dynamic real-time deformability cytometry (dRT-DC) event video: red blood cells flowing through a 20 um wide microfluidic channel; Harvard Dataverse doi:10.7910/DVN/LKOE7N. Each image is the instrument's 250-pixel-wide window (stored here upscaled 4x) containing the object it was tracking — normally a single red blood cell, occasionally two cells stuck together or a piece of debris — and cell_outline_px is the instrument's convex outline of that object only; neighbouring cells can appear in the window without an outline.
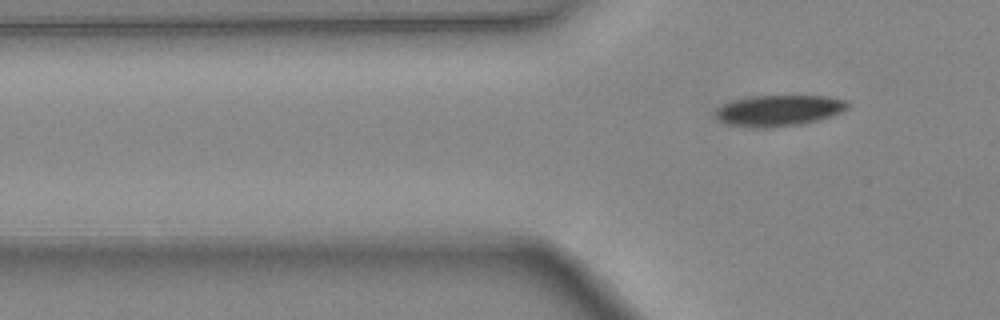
{"species": "common noctule bat (a hibernating species)", "species_latin": "Nyctalus noctula", "temperature_condition": "warm", "stored_images_in_passage": 4, "camera_frame_rate_fps": 3000, "um_per_image_px": 0.085, "animal": {"sex": "female", "body_mass_g": 24.6, "forearm_length_mm": 56.2}, "frame": {"image": 1, "passage_image": 4, "time_ms": 1.0, "image_size_px": [1000, 320], "cell_outline_px": [[848, 108], [840, 112], [804, 124], [756, 128], [752, 128], [728, 124], [720, 120], [716, 116], [716, 108], [732, 100], [752, 96], [824, 96], [844, 100], [848, 104]], "centroid_in_image_um": [66.15, 9.39], "position_along_channel_um": 59.6, "area_um2": 23.52}}